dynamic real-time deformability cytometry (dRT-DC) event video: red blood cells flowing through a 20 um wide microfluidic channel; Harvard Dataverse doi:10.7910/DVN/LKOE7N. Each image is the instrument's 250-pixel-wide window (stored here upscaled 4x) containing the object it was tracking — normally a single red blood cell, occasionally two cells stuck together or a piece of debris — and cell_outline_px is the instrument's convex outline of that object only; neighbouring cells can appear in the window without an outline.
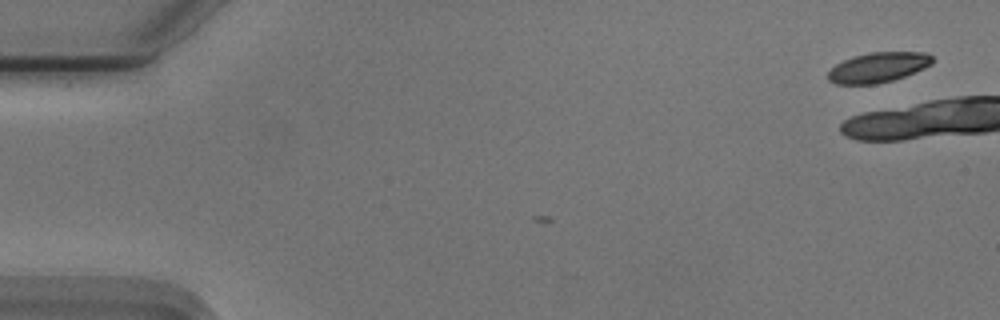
{"species": "Egyptian fruit bat (a non-hibernating species)", "species_latin": "Rousettus aegyptiacus", "temperature_condition": "cold", "stored_images_in_passage": 3, "camera_frame_rate_fps": 3000, "um_per_image_px": 0.085, "animal": {"sex": "male"}, "frame": {"image": 1, "passage_image": 3, "time_ms": 0.667, "image_size_px": [1000, 320], "cell_outline_px": [[932, 64], [924, 68], [904, 76], [892, 80], [876, 84], [836, 84], [828, 80], [828, 72], [836, 64], [852, 56], [872, 52], [928, 52], [932, 56]], "centroid_in_image_um": [74.64, 5.72], "position_along_channel_um": 10.4, "area_um2": 18.21}}